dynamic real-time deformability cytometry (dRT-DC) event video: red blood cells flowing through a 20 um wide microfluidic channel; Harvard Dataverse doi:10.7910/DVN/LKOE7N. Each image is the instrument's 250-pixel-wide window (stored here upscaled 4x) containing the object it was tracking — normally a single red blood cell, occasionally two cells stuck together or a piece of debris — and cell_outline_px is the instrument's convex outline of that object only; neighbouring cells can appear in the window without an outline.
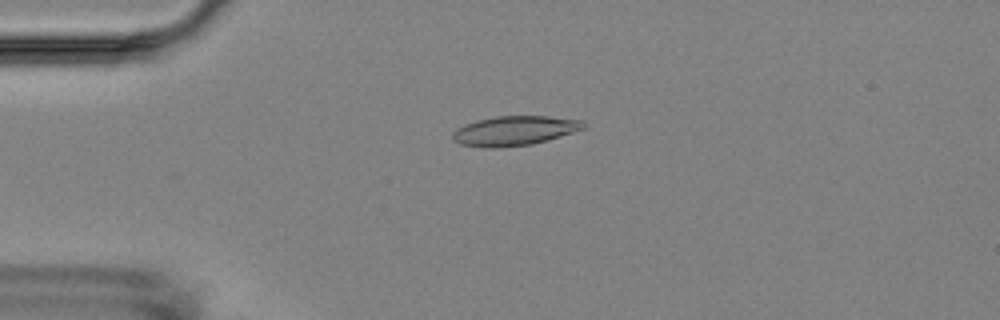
{"species": "Egyptian fruit bat (a non-hibernating species)", "species_latin": "Rousettus aegyptiacus", "temperature_condition": "room temperature", "stored_images_in_passage": 7, "camera_frame_rate_fps": 3000, "um_per_image_px": 0.085, "animal": {"sex": "female"}, "frame": {"image": 1, "passage_image": 5, "time_ms": 4.333, "image_size_px": [1000, 320], "cell_outline_px": [[584, 128], [572, 132], [532, 144], [496, 148], [488, 148], [460, 144], [452, 140], [452, 132], [456, 128], [464, 124], [476, 120], [496, 116], [548, 116], [580, 120], [584, 124]], "centroid_in_image_um": [43.64, 11.11], "position_along_channel_um": 41.4, "area_um2": 22.37}}